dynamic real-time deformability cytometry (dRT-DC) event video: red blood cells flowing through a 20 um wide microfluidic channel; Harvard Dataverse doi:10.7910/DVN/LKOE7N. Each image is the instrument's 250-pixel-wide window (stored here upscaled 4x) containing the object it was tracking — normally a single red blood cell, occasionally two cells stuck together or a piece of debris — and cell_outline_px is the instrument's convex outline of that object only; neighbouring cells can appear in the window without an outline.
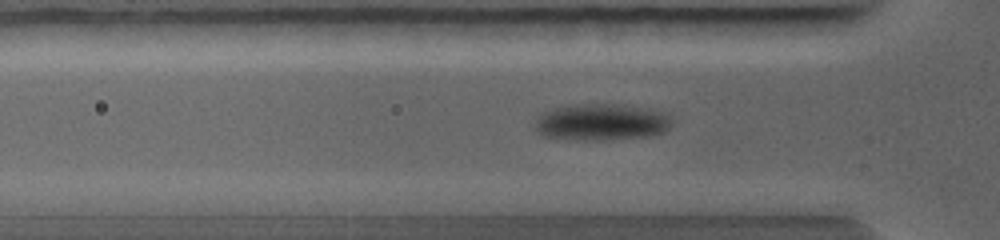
{"species": "common noctule bat (a hibernating species)", "species_latin": "Nyctalus noctula", "temperature_condition": "warm", "stored_images_in_passage": 35, "camera_frame_rate_fps": 5000, "um_per_image_px": 0.085, "animal": {"sex": "female", "body_mass_g": 19.0, "forearm_length_mm": 56.7}, "frame": {"image": 1, "passage_image": 9, "time_ms": 2.6, "image_size_px": [1000, 240], "cell_outline_px": [[672, 120], [668, 128], [664, 132], [652, 136], [604, 140], [576, 140], [544, 136], [536, 128], [536, 120], [540, 112], [572, 104], [616, 104], [652, 108], [668, 116]], "centroid_in_image_um": [51.13, 10.38], "position_along_channel_um": 74.7, "area_um2": 29.36}}
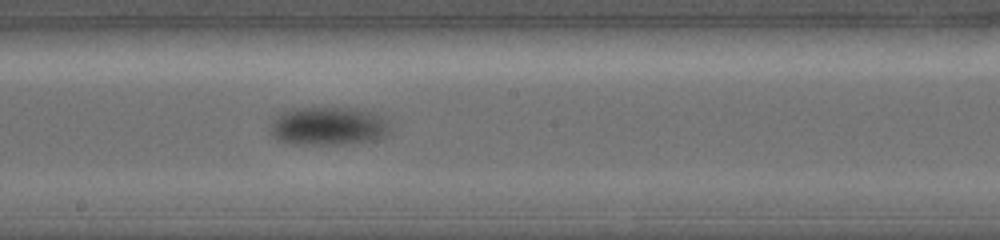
{"frame": {"image": 2, "passage_image": 16, "time_ms": 5.2, "image_size_px": [1000, 240], "cell_outline_px": [[392, 128], [380, 140], [352, 144], [288, 144], [280, 140], [272, 132], [272, 120], [280, 112], [292, 108], [356, 108], [376, 112], [388, 120]], "centroid_in_image_um": [28.0, 10.72], "position_along_channel_um": 220.2, "area_um2": 27.28}}
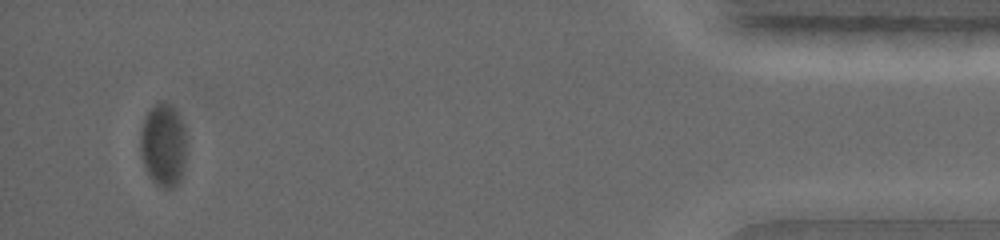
{"frame": {"image": 3, "passage_image": 32, "time_ms": 10.4, "image_size_px": [1000, 240], "cell_outline_px": [[184, 172], [176, 184], [172, 188], [164, 188], [156, 184], [148, 172], [144, 164], [140, 148], [140, 132], [144, 120], [148, 112], [156, 104], [168, 104], [180, 116], [184, 128]], "centroid_in_image_um": [13.87, 12.36], "position_along_channel_um": 421.3, "area_um2": 21.62}}